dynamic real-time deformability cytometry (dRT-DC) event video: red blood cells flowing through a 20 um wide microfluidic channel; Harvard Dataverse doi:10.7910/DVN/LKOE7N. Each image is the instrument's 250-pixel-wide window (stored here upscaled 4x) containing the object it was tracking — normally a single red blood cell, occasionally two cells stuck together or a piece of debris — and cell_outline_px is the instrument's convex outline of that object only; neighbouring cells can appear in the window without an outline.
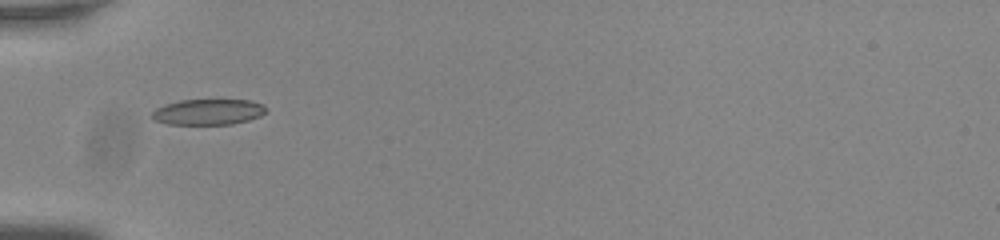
{"species": "common noctule bat (a hibernating species)", "species_latin": "Nyctalus noctula", "temperature_condition": "room temperature", "stored_images_in_passage": 26, "camera_frame_rate_fps": 3000, "um_per_image_px": 0.085, "animal": {"sex": "male", "body_mass_g": 20.0, "forearm_length_mm": 53.3}, "frame": {"image": 1, "passage_image": 1, "time_ms": 0.0, "image_size_px": [1000, 240], "cell_outline_px": [[268, 108], [260, 116], [248, 120], [232, 124], [168, 124], [156, 120], [152, 116], [152, 112], [156, 108], [164, 104], [180, 100], [252, 100], [264, 104]], "centroid_in_image_um": [17.72, 9.5], "position_along_channel_um": 67.3, "area_um2": 17.11}}
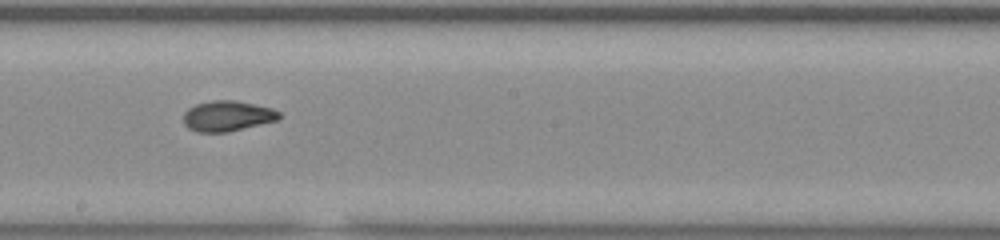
{"frame": {"image": 2, "passage_image": 14, "time_ms": 4.333, "image_size_px": [1000, 240], "cell_outline_px": [[280, 116], [276, 120], [228, 132], [196, 132], [188, 128], [184, 124], [184, 112], [188, 108], [196, 104], [212, 100], [232, 100], [272, 108], [280, 112]], "centroid_in_image_um": [19.28, 9.86], "position_along_channel_um": 228.9, "area_um2": 16.82}}
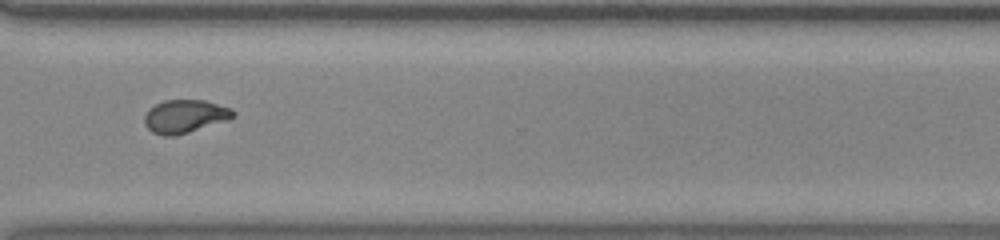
{"frame": {"image": 3, "passage_image": 24, "time_ms": 7.667, "image_size_px": [1000, 240], "cell_outline_px": [[236, 116], [228, 120], [176, 136], [164, 136], [152, 132], [144, 124], [144, 116], [148, 108], [164, 100], [204, 100], [232, 108], [236, 112]], "centroid_in_image_um": [15.72, 9.89], "position_along_channel_um": 354.9, "area_um2": 17.34}, "authors_computed_cell_mechanics": {"area_um2": 16.9354, "velocity_mm_per_s": 3.7762, "shape_relaxation_time_tau1_ms": null, "shape_relaxation_time_tau2_ms": 1.2165, "deformation_change_tau1": null, "deformation_change_tau2": 0.0568}}